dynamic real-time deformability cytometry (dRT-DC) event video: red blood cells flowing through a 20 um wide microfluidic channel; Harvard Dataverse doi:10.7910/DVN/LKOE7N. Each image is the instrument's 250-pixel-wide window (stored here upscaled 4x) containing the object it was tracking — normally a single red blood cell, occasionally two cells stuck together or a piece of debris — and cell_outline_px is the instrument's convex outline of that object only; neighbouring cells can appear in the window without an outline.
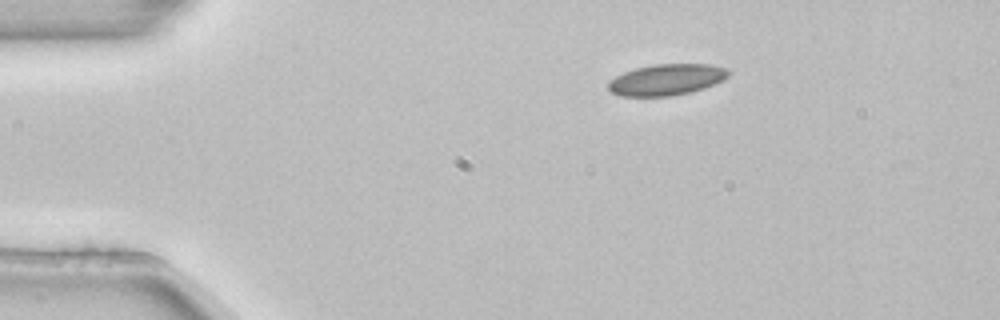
{"species": "common noctule bat (a hibernating species)", "species_latin": "Nyctalus noctula", "temperature_condition": "room temperature", "stored_images_in_passage": 2, "camera_frame_rate_fps": 3000, "um_per_image_px": 0.085, "animal": {"sex": "female", "body_mass_g": 22.7, "forearm_length_mm": 54.2}, "frame": {"image": 1, "passage_image": 1, "time_ms": 0.0, "image_size_px": [1000, 320], "cell_outline_px": [[728, 76], [724, 80], [704, 88], [692, 92], [668, 96], [620, 96], [612, 92], [608, 88], [608, 80], [624, 72], [636, 68], [656, 64], [708, 64], [724, 68], [728, 72]], "centroid_in_image_um": [56.63, 6.78], "position_along_channel_um": 28.4, "area_um2": 21.73}}